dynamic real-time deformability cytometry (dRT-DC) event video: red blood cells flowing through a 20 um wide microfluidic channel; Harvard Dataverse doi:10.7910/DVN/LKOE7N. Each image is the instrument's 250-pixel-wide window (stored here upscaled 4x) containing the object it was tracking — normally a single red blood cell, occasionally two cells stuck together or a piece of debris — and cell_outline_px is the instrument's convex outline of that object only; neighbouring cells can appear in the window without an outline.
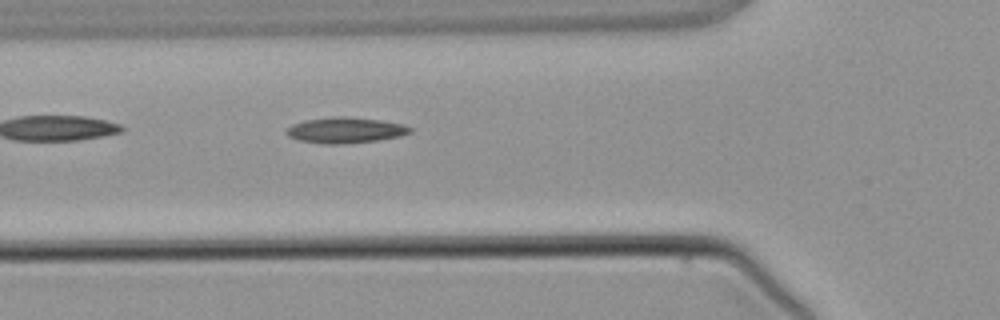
{"species": "common noctule bat (a hibernating species)", "species_latin": "Nyctalus noctula", "temperature_condition": "warm", "stored_images_in_passage": 3, "camera_frame_rate_fps": 3000, "um_per_image_px": 0.085, "animal": {"sex": "male", "body_mass_g": 21.5, "forearm_length_mm": 52.0}, "frame": {"image": 1, "passage_image": 3, "time_ms": 3.667, "image_size_px": [1000, 320], "cell_outline_px": [[412, 132], [400, 136], [376, 140], [340, 144], [324, 144], [300, 140], [288, 136], [284, 132], [292, 124], [304, 120], [332, 116], [344, 116], [380, 120], [404, 124], [412, 128]], "centroid_in_image_um": [29.34, 11.05], "position_along_channel_um": 96.5, "area_um2": 18.55}}